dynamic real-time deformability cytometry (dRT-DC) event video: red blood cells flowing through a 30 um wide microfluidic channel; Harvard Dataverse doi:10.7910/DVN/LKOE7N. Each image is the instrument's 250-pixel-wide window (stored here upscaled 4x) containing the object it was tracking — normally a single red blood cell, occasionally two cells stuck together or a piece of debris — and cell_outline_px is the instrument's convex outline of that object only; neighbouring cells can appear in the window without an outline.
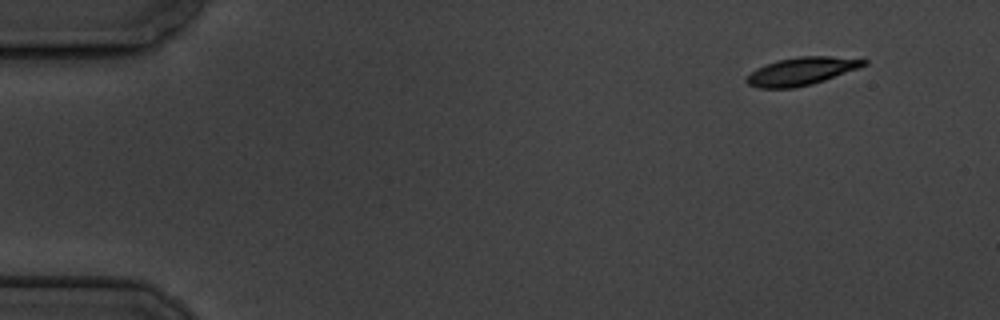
{"species": "common noctule bat (a hibernating species)", "species_latin": "Nyctalus noctula", "temperature_condition": "cold", "stored_images_in_passage": 5, "camera_frame_rate_fps": 3000, "um_per_image_px": 0.085, "animal": {"sex": "male", "body_mass_g": 19.5, "forearm_length_mm": 54.6}, "frame": {"image": 1, "passage_image": 1, "time_ms": 0.0, "image_size_px": [1000, 320], "cell_outline_px": [[868, 64], [860, 68], [812, 84], [796, 88], [756, 88], [748, 84], [744, 80], [756, 68], [776, 60], [800, 56], [832, 56], [868, 60]], "centroid_in_image_um": [68.13, 6.05], "position_along_channel_um": 16.9, "area_um2": 19.13}}
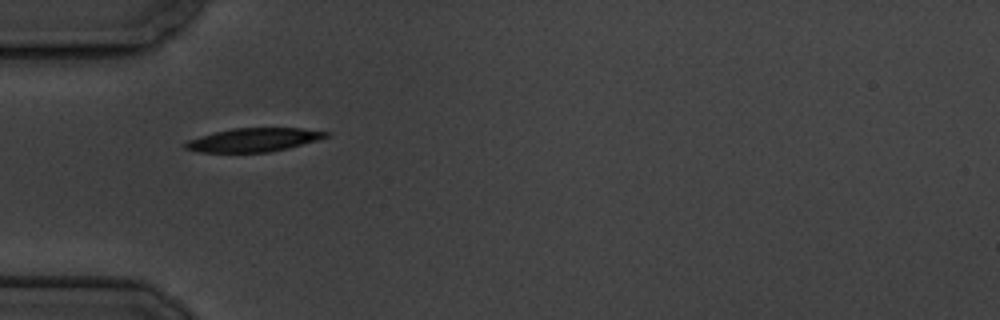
{"frame": {"image": 2, "passage_image": 4, "time_ms": 4.333, "image_size_px": [1000, 320], "cell_outline_px": [[332, 132], [328, 136], [316, 140], [288, 148], [268, 152], [200, 152], [184, 148], [184, 144], [188, 140], [200, 136], [232, 128], [300, 128]], "centroid_in_image_um": [21.57, 11.88], "position_along_channel_um": 63.4, "area_um2": 19.13}}
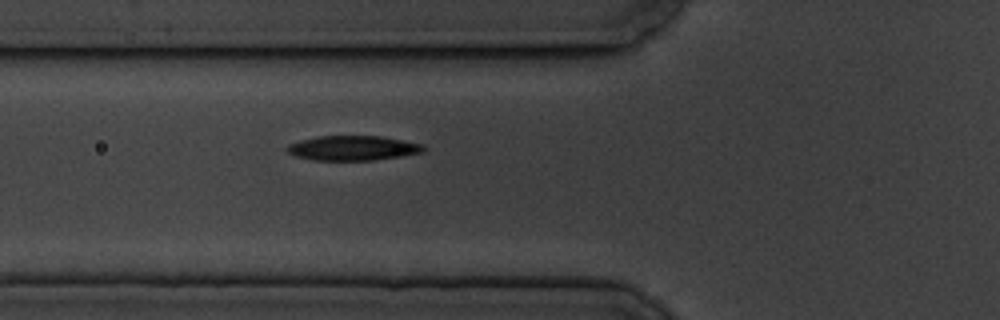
{"frame": {"image": 3, "passage_image": 5, "time_ms": 5.333, "image_size_px": [1000, 320], "cell_outline_px": [[428, 148], [424, 152], [400, 156], [372, 160], [312, 160], [296, 156], [288, 152], [284, 148], [288, 144], [300, 140], [320, 136], [380, 136], [424, 144]], "centroid_in_image_um": [30.0, 12.58], "position_along_channel_um": 95.8, "area_um2": 19.71}}